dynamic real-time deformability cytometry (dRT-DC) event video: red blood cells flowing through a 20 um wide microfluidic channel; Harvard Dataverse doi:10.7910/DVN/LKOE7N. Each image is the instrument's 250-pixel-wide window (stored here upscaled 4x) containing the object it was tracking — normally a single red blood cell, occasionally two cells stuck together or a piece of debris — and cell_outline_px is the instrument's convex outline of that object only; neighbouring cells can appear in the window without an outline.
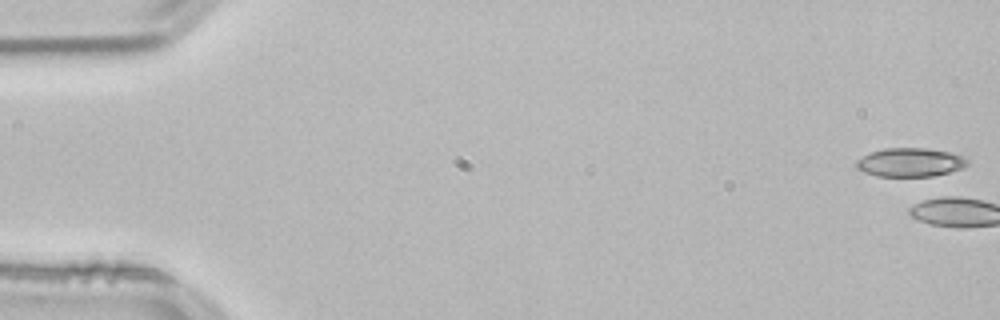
{"species": "common noctule bat (a hibernating species)", "species_latin": "Nyctalus noctula", "temperature_condition": "room temperature", "stored_images_in_passage": 3, "camera_frame_rate_fps": 3000, "um_per_image_px": 0.085, "animal": {"sex": "male", "body_mass_g": 21.5, "forearm_length_mm": 52.0}, "frame": {"image": 1, "passage_image": 1, "time_ms": 0.0, "image_size_px": [1000, 320], "cell_outline_px": [[968, 164], [964, 168], [932, 176], [876, 176], [864, 172], [856, 168], [856, 160], [872, 152], [884, 148], [928, 148], [948, 152], [960, 156], [968, 160]], "centroid_in_image_um": [77.35, 13.8], "position_along_channel_um": 7.7, "area_um2": 18.44}}